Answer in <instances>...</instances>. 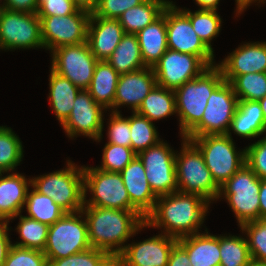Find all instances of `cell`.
Returning a JSON list of instances; mask_svg holds the SVG:
<instances>
[{
	"mask_svg": "<svg viewBox=\"0 0 266 266\" xmlns=\"http://www.w3.org/2000/svg\"><path fill=\"white\" fill-rule=\"evenodd\" d=\"M209 206L210 202L197 194L175 191L158 196L153 211L145 218L146 228L162 229V233L177 239L199 233Z\"/></svg>",
	"mask_w": 266,
	"mask_h": 266,
	"instance_id": "obj_1",
	"label": "cell"
},
{
	"mask_svg": "<svg viewBox=\"0 0 266 266\" xmlns=\"http://www.w3.org/2000/svg\"><path fill=\"white\" fill-rule=\"evenodd\" d=\"M82 212L91 247L108 252L114 259L124 250L125 242L146 227L145 219L136 211L84 206Z\"/></svg>",
	"mask_w": 266,
	"mask_h": 266,
	"instance_id": "obj_2",
	"label": "cell"
},
{
	"mask_svg": "<svg viewBox=\"0 0 266 266\" xmlns=\"http://www.w3.org/2000/svg\"><path fill=\"white\" fill-rule=\"evenodd\" d=\"M223 81L221 69L213 65L174 90L181 137L201 121L208 98Z\"/></svg>",
	"mask_w": 266,
	"mask_h": 266,
	"instance_id": "obj_3",
	"label": "cell"
},
{
	"mask_svg": "<svg viewBox=\"0 0 266 266\" xmlns=\"http://www.w3.org/2000/svg\"><path fill=\"white\" fill-rule=\"evenodd\" d=\"M181 145L180 152H176L175 156L178 191L197 194L210 203L217 201L220 187L207 168L202 152L191 140L184 137Z\"/></svg>",
	"mask_w": 266,
	"mask_h": 266,
	"instance_id": "obj_4",
	"label": "cell"
},
{
	"mask_svg": "<svg viewBox=\"0 0 266 266\" xmlns=\"http://www.w3.org/2000/svg\"><path fill=\"white\" fill-rule=\"evenodd\" d=\"M65 169L32 177L31 186L43 195L51 197L66 213L81 211L84 207L83 166L71 160Z\"/></svg>",
	"mask_w": 266,
	"mask_h": 266,
	"instance_id": "obj_5",
	"label": "cell"
},
{
	"mask_svg": "<svg viewBox=\"0 0 266 266\" xmlns=\"http://www.w3.org/2000/svg\"><path fill=\"white\" fill-rule=\"evenodd\" d=\"M260 180L245 163L220 187L218 199L225 198L235 214L239 227L260 219Z\"/></svg>",
	"mask_w": 266,
	"mask_h": 266,
	"instance_id": "obj_6",
	"label": "cell"
},
{
	"mask_svg": "<svg viewBox=\"0 0 266 266\" xmlns=\"http://www.w3.org/2000/svg\"><path fill=\"white\" fill-rule=\"evenodd\" d=\"M233 140L228 134L203 135L191 139L202 152L205 164L219 187L245 164L246 151H238Z\"/></svg>",
	"mask_w": 266,
	"mask_h": 266,
	"instance_id": "obj_7",
	"label": "cell"
},
{
	"mask_svg": "<svg viewBox=\"0 0 266 266\" xmlns=\"http://www.w3.org/2000/svg\"><path fill=\"white\" fill-rule=\"evenodd\" d=\"M81 211L65 213L48 228L44 254L47 259H61L91 248L85 216Z\"/></svg>",
	"mask_w": 266,
	"mask_h": 266,
	"instance_id": "obj_8",
	"label": "cell"
},
{
	"mask_svg": "<svg viewBox=\"0 0 266 266\" xmlns=\"http://www.w3.org/2000/svg\"><path fill=\"white\" fill-rule=\"evenodd\" d=\"M84 206L131 210V202L120 173L83 166ZM92 195L87 198V192Z\"/></svg>",
	"mask_w": 266,
	"mask_h": 266,
	"instance_id": "obj_9",
	"label": "cell"
},
{
	"mask_svg": "<svg viewBox=\"0 0 266 266\" xmlns=\"http://www.w3.org/2000/svg\"><path fill=\"white\" fill-rule=\"evenodd\" d=\"M238 102L232 85L224 80L208 98L201 121L184 138L227 134Z\"/></svg>",
	"mask_w": 266,
	"mask_h": 266,
	"instance_id": "obj_10",
	"label": "cell"
},
{
	"mask_svg": "<svg viewBox=\"0 0 266 266\" xmlns=\"http://www.w3.org/2000/svg\"><path fill=\"white\" fill-rule=\"evenodd\" d=\"M45 48L41 38V19L37 13L4 9L0 13V49Z\"/></svg>",
	"mask_w": 266,
	"mask_h": 266,
	"instance_id": "obj_11",
	"label": "cell"
},
{
	"mask_svg": "<svg viewBox=\"0 0 266 266\" xmlns=\"http://www.w3.org/2000/svg\"><path fill=\"white\" fill-rule=\"evenodd\" d=\"M168 49L198 56L208 67L216 65L214 52L195 33L189 17L170 0L166 6Z\"/></svg>",
	"mask_w": 266,
	"mask_h": 266,
	"instance_id": "obj_12",
	"label": "cell"
},
{
	"mask_svg": "<svg viewBox=\"0 0 266 266\" xmlns=\"http://www.w3.org/2000/svg\"><path fill=\"white\" fill-rule=\"evenodd\" d=\"M41 19V38L46 50L87 42L91 13L78 9L66 16H38Z\"/></svg>",
	"mask_w": 266,
	"mask_h": 266,
	"instance_id": "obj_13",
	"label": "cell"
},
{
	"mask_svg": "<svg viewBox=\"0 0 266 266\" xmlns=\"http://www.w3.org/2000/svg\"><path fill=\"white\" fill-rule=\"evenodd\" d=\"M51 69L69 79L76 87L87 90L98 62L87 42L58 47L51 52Z\"/></svg>",
	"mask_w": 266,
	"mask_h": 266,
	"instance_id": "obj_14",
	"label": "cell"
},
{
	"mask_svg": "<svg viewBox=\"0 0 266 266\" xmlns=\"http://www.w3.org/2000/svg\"><path fill=\"white\" fill-rule=\"evenodd\" d=\"M140 158L149 186L158 197L178 191L175 156L176 152L163 140L141 151Z\"/></svg>",
	"mask_w": 266,
	"mask_h": 266,
	"instance_id": "obj_15",
	"label": "cell"
},
{
	"mask_svg": "<svg viewBox=\"0 0 266 266\" xmlns=\"http://www.w3.org/2000/svg\"><path fill=\"white\" fill-rule=\"evenodd\" d=\"M87 90H81L74 101L69 117L61 124L69 138L86 136L100 142L104 129V112Z\"/></svg>",
	"mask_w": 266,
	"mask_h": 266,
	"instance_id": "obj_16",
	"label": "cell"
},
{
	"mask_svg": "<svg viewBox=\"0 0 266 266\" xmlns=\"http://www.w3.org/2000/svg\"><path fill=\"white\" fill-rule=\"evenodd\" d=\"M207 68L198 56L170 49L152 67L157 85L171 90L195 79Z\"/></svg>",
	"mask_w": 266,
	"mask_h": 266,
	"instance_id": "obj_17",
	"label": "cell"
},
{
	"mask_svg": "<svg viewBox=\"0 0 266 266\" xmlns=\"http://www.w3.org/2000/svg\"><path fill=\"white\" fill-rule=\"evenodd\" d=\"M178 239L160 233L142 242L126 244L115 258V266H167L172 248Z\"/></svg>",
	"mask_w": 266,
	"mask_h": 266,
	"instance_id": "obj_18",
	"label": "cell"
},
{
	"mask_svg": "<svg viewBox=\"0 0 266 266\" xmlns=\"http://www.w3.org/2000/svg\"><path fill=\"white\" fill-rule=\"evenodd\" d=\"M157 85L152 67H145L136 71L120 74L114 98V112L120 113V106H128L136 112L144 98Z\"/></svg>",
	"mask_w": 266,
	"mask_h": 266,
	"instance_id": "obj_19",
	"label": "cell"
},
{
	"mask_svg": "<svg viewBox=\"0 0 266 266\" xmlns=\"http://www.w3.org/2000/svg\"><path fill=\"white\" fill-rule=\"evenodd\" d=\"M216 65L229 83L238 75L266 72V41L244 43Z\"/></svg>",
	"mask_w": 266,
	"mask_h": 266,
	"instance_id": "obj_20",
	"label": "cell"
},
{
	"mask_svg": "<svg viewBox=\"0 0 266 266\" xmlns=\"http://www.w3.org/2000/svg\"><path fill=\"white\" fill-rule=\"evenodd\" d=\"M120 175L131 202V211L138 212L145 219L153 211L157 196L149 186L140 158L136 155Z\"/></svg>",
	"mask_w": 266,
	"mask_h": 266,
	"instance_id": "obj_21",
	"label": "cell"
},
{
	"mask_svg": "<svg viewBox=\"0 0 266 266\" xmlns=\"http://www.w3.org/2000/svg\"><path fill=\"white\" fill-rule=\"evenodd\" d=\"M125 34L118 19H107L91 13L87 43L98 61L107 60Z\"/></svg>",
	"mask_w": 266,
	"mask_h": 266,
	"instance_id": "obj_22",
	"label": "cell"
},
{
	"mask_svg": "<svg viewBox=\"0 0 266 266\" xmlns=\"http://www.w3.org/2000/svg\"><path fill=\"white\" fill-rule=\"evenodd\" d=\"M6 174L0 173V222L9 223L24 209L31 179L17 172Z\"/></svg>",
	"mask_w": 266,
	"mask_h": 266,
	"instance_id": "obj_23",
	"label": "cell"
},
{
	"mask_svg": "<svg viewBox=\"0 0 266 266\" xmlns=\"http://www.w3.org/2000/svg\"><path fill=\"white\" fill-rule=\"evenodd\" d=\"M178 244L188 253L190 266H220V235L196 233L178 239Z\"/></svg>",
	"mask_w": 266,
	"mask_h": 266,
	"instance_id": "obj_24",
	"label": "cell"
},
{
	"mask_svg": "<svg viewBox=\"0 0 266 266\" xmlns=\"http://www.w3.org/2000/svg\"><path fill=\"white\" fill-rule=\"evenodd\" d=\"M141 56L147 67H153L168 50L166 30V7L163 13L137 34Z\"/></svg>",
	"mask_w": 266,
	"mask_h": 266,
	"instance_id": "obj_25",
	"label": "cell"
},
{
	"mask_svg": "<svg viewBox=\"0 0 266 266\" xmlns=\"http://www.w3.org/2000/svg\"><path fill=\"white\" fill-rule=\"evenodd\" d=\"M231 131L244 138H257L266 133V123L258 101L238 102V108L227 133L232 138Z\"/></svg>",
	"mask_w": 266,
	"mask_h": 266,
	"instance_id": "obj_26",
	"label": "cell"
},
{
	"mask_svg": "<svg viewBox=\"0 0 266 266\" xmlns=\"http://www.w3.org/2000/svg\"><path fill=\"white\" fill-rule=\"evenodd\" d=\"M119 73L106 61H98L90 86L87 89L97 104L114 112V98Z\"/></svg>",
	"mask_w": 266,
	"mask_h": 266,
	"instance_id": "obj_27",
	"label": "cell"
},
{
	"mask_svg": "<svg viewBox=\"0 0 266 266\" xmlns=\"http://www.w3.org/2000/svg\"><path fill=\"white\" fill-rule=\"evenodd\" d=\"M49 102L54 114L62 124L70 115L77 94L81 91L69 79L50 69Z\"/></svg>",
	"mask_w": 266,
	"mask_h": 266,
	"instance_id": "obj_28",
	"label": "cell"
},
{
	"mask_svg": "<svg viewBox=\"0 0 266 266\" xmlns=\"http://www.w3.org/2000/svg\"><path fill=\"white\" fill-rule=\"evenodd\" d=\"M169 2V0H145L126 10L118 20L125 33L137 34L156 20Z\"/></svg>",
	"mask_w": 266,
	"mask_h": 266,
	"instance_id": "obj_29",
	"label": "cell"
},
{
	"mask_svg": "<svg viewBox=\"0 0 266 266\" xmlns=\"http://www.w3.org/2000/svg\"><path fill=\"white\" fill-rule=\"evenodd\" d=\"M119 74H125L147 67L142 59L136 34L125 33L106 60Z\"/></svg>",
	"mask_w": 266,
	"mask_h": 266,
	"instance_id": "obj_30",
	"label": "cell"
},
{
	"mask_svg": "<svg viewBox=\"0 0 266 266\" xmlns=\"http://www.w3.org/2000/svg\"><path fill=\"white\" fill-rule=\"evenodd\" d=\"M136 112L152 122L177 114L174 90L156 85Z\"/></svg>",
	"mask_w": 266,
	"mask_h": 266,
	"instance_id": "obj_31",
	"label": "cell"
},
{
	"mask_svg": "<svg viewBox=\"0 0 266 266\" xmlns=\"http://www.w3.org/2000/svg\"><path fill=\"white\" fill-rule=\"evenodd\" d=\"M30 191L24 205L27 217L50 226L66 213L51 197L39 193L33 187Z\"/></svg>",
	"mask_w": 266,
	"mask_h": 266,
	"instance_id": "obj_32",
	"label": "cell"
},
{
	"mask_svg": "<svg viewBox=\"0 0 266 266\" xmlns=\"http://www.w3.org/2000/svg\"><path fill=\"white\" fill-rule=\"evenodd\" d=\"M188 17L197 36L204 44L214 52L211 42L217 37L220 30L222 19L215 10H196L191 12L189 9L180 8Z\"/></svg>",
	"mask_w": 266,
	"mask_h": 266,
	"instance_id": "obj_33",
	"label": "cell"
},
{
	"mask_svg": "<svg viewBox=\"0 0 266 266\" xmlns=\"http://www.w3.org/2000/svg\"><path fill=\"white\" fill-rule=\"evenodd\" d=\"M23 145L11 127L0 126V173L15 172L23 159Z\"/></svg>",
	"mask_w": 266,
	"mask_h": 266,
	"instance_id": "obj_34",
	"label": "cell"
},
{
	"mask_svg": "<svg viewBox=\"0 0 266 266\" xmlns=\"http://www.w3.org/2000/svg\"><path fill=\"white\" fill-rule=\"evenodd\" d=\"M18 216L20 218L15 229L19 234V238L22 240L13 245L44 251L49 226L27 216H23L21 213Z\"/></svg>",
	"mask_w": 266,
	"mask_h": 266,
	"instance_id": "obj_35",
	"label": "cell"
},
{
	"mask_svg": "<svg viewBox=\"0 0 266 266\" xmlns=\"http://www.w3.org/2000/svg\"><path fill=\"white\" fill-rule=\"evenodd\" d=\"M220 266H248L252 262L245 237L220 235Z\"/></svg>",
	"mask_w": 266,
	"mask_h": 266,
	"instance_id": "obj_36",
	"label": "cell"
},
{
	"mask_svg": "<svg viewBox=\"0 0 266 266\" xmlns=\"http://www.w3.org/2000/svg\"><path fill=\"white\" fill-rule=\"evenodd\" d=\"M130 132L131 148L136 154L162 140L154 123L137 112H132L130 116Z\"/></svg>",
	"mask_w": 266,
	"mask_h": 266,
	"instance_id": "obj_37",
	"label": "cell"
},
{
	"mask_svg": "<svg viewBox=\"0 0 266 266\" xmlns=\"http://www.w3.org/2000/svg\"><path fill=\"white\" fill-rule=\"evenodd\" d=\"M230 84L239 101H258L266 96V72L238 75Z\"/></svg>",
	"mask_w": 266,
	"mask_h": 266,
	"instance_id": "obj_38",
	"label": "cell"
},
{
	"mask_svg": "<svg viewBox=\"0 0 266 266\" xmlns=\"http://www.w3.org/2000/svg\"><path fill=\"white\" fill-rule=\"evenodd\" d=\"M48 266H115V259L106 251L89 248L61 259H48Z\"/></svg>",
	"mask_w": 266,
	"mask_h": 266,
	"instance_id": "obj_39",
	"label": "cell"
},
{
	"mask_svg": "<svg viewBox=\"0 0 266 266\" xmlns=\"http://www.w3.org/2000/svg\"><path fill=\"white\" fill-rule=\"evenodd\" d=\"M240 229L247 235L252 261L266 263V219L244 223Z\"/></svg>",
	"mask_w": 266,
	"mask_h": 266,
	"instance_id": "obj_40",
	"label": "cell"
},
{
	"mask_svg": "<svg viewBox=\"0 0 266 266\" xmlns=\"http://www.w3.org/2000/svg\"><path fill=\"white\" fill-rule=\"evenodd\" d=\"M136 155L131 147L106 143L103 148L101 166H96V168L120 173Z\"/></svg>",
	"mask_w": 266,
	"mask_h": 266,
	"instance_id": "obj_41",
	"label": "cell"
},
{
	"mask_svg": "<svg viewBox=\"0 0 266 266\" xmlns=\"http://www.w3.org/2000/svg\"><path fill=\"white\" fill-rule=\"evenodd\" d=\"M3 266H48L43 251L11 245Z\"/></svg>",
	"mask_w": 266,
	"mask_h": 266,
	"instance_id": "obj_42",
	"label": "cell"
},
{
	"mask_svg": "<svg viewBox=\"0 0 266 266\" xmlns=\"http://www.w3.org/2000/svg\"><path fill=\"white\" fill-rule=\"evenodd\" d=\"M107 130V143L131 147L130 116L124 117L121 113L111 112Z\"/></svg>",
	"mask_w": 266,
	"mask_h": 266,
	"instance_id": "obj_43",
	"label": "cell"
},
{
	"mask_svg": "<svg viewBox=\"0 0 266 266\" xmlns=\"http://www.w3.org/2000/svg\"><path fill=\"white\" fill-rule=\"evenodd\" d=\"M246 165L261 179L266 180V136L245 147Z\"/></svg>",
	"mask_w": 266,
	"mask_h": 266,
	"instance_id": "obj_44",
	"label": "cell"
},
{
	"mask_svg": "<svg viewBox=\"0 0 266 266\" xmlns=\"http://www.w3.org/2000/svg\"><path fill=\"white\" fill-rule=\"evenodd\" d=\"M144 1L145 0H99L96 9L92 13L102 18L118 19L126 10Z\"/></svg>",
	"mask_w": 266,
	"mask_h": 266,
	"instance_id": "obj_45",
	"label": "cell"
},
{
	"mask_svg": "<svg viewBox=\"0 0 266 266\" xmlns=\"http://www.w3.org/2000/svg\"><path fill=\"white\" fill-rule=\"evenodd\" d=\"M37 16H66L74 14L79 8L73 0H38Z\"/></svg>",
	"mask_w": 266,
	"mask_h": 266,
	"instance_id": "obj_46",
	"label": "cell"
},
{
	"mask_svg": "<svg viewBox=\"0 0 266 266\" xmlns=\"http://www.w3.org/2000/svg\"><path fill=\"white\" fill-rule=\"evenodd\" d=\"M5 9L25 13H37L38 0H5Z\"/></svg>",
	"mask_w": 266,
	"mask_h": 266,
	"instance_id": "obj_47",
	"label": "cell"
},
{
	"mask_svg": "<svg viewBox=\"0 0 266 266\" xmlns=\"http://www.w3.org/2000/svg\"><path fill=\"white\" fill-rule=\"evenodd\" d=\"M8 222H0V266H3L8 254V251L13 244L10 240Z\"/></svg>",
	"mask_w": 266,
	"mask_h": 266,
	"instance_id": "obj_48",
	"label": "cell"
},
{
	"mask_svg": "<svg viewBox=\"0 0 266 266\" xmlns=\"http://www.w3.org/2000/svg\"><path fill=\"white\" fill-rule=\"evenodd\" d=\"M167 266H190L188 253L178 243L171 250Z\"/></svg>",
	"mask_w": 266,
	"mask_h": 266,
	"instance_id": "obj_49",
	"label": "cell"
},
{
	"mask_svg": "<svg viewBox=\"0 0 266 266\" xmlns=\"http://www.w3.org/2000/svg\"><path fill=\"white\" fill-rule=\"evenodd\" d=\"M259 208L260 219H266V180H260Z\"/></svg>",
	"mask_w": 266,
	"mask_h": 266,
	"instance_id": "obj_50",
	"label": "cell"
},
{
	"mask_svg": "<svg viewBox=\"0 0 266 266\" xmlns=\"http://www.w3.org/2000/svg\"><path fill=\"white\" fill-rule=\"evenodd\" d=\"M73 2L79 9L92 13L96 9L99 0H73Z\"/></svg>",
	"mask_w": 266,
	"mask_h": 266,
	"instance_id": "obj_51",
	"label": "cell"
},
{
	"mask_svg": "<svg viewBox=\"0 0 266 266\" xmlns=\"http://www.w3.org/2000/svg\"><path fill=\"white\" fill-rule=\"evenodd\" d=\"M200 7V10H215L218 9L220 0H193Z\"/></svg>",
	"mask_w": 266,
	"mask_h": 266,
	"instance_id": "obj_52",
	"label": "cell"
},
{
	"mask_svg": "<svg viewBox=\"0 0 266 266\" xmlns=\"http://www.w3.org/2000/svg\"><path fill=\"white\" fill-rule=\"evenodd\" d=\"M236 2V17H238V15L242 14V12L245 11V0H235Z\"/></svg>",
	"mask_w": 266,
	"mask_h": 266,
	"instance_id": "obj_53",
	"label": "cell"
},
{
	"mask_svg": "<svg viewBox=\"0 0 266 266\" xmlns=\"http://www.w3.org/2000/svg\"><path fill=\"white\" fill-rule=\"evenodd\" d=\"M261 109H262V113L265 119V123H266V96L264 98H261L260 100H258Z\"/></svg>",
	"mask_w": 266,
	"mask_h": 266,
	"instance_id": "obj_54",
	"label": "cell"
},
{
	"mask_svg": "<svg viewBox=\"0 0 266 266\" xmlns=\"http://www.w3.org/2000/svg\"><path fill=\"white\" fill-rule=\"evenodd\" d=\"M256 2H257V5H258V3L264 4L266 2V0H245V9H247L248 6H250L252 3H256Z\"/></svg>",
	"mask_w": 266,
	"mask_h": 266,
	"instance_id": "obj_55",
	"label": "cell"
},
{
	"mask_svg": "<svg viewBox=\"0 0 266 266\" xmlns=\"http://www.w3.org/2000/svg\"><path fill=\"white\" fill-rule=\"evenodd\" d=\"M248 266H266V263H256L252 261Z\"/></svg>",
	"mask_w": 266,
	"mask_h": 266,
	"instance_id": "obj_56",
	"label": "cell"
},
{
	"mask_svg": "<svg viewBox=\"0 0 266 266\" xmlns=\"http://www.w3.org/2000/svg\"><path fill=\"white\" fill-rule=\"evenodd\" d=\"M0 1H1L0 3H2V0ZM4 4H5V0L3 1L2 4H0V13L5 9Z\"/></svg>",
	"mask_w": 266,
	"mask_h": 266,
	"instance_id": "obj_57",
	"label": "cell"
}]
</instances>
